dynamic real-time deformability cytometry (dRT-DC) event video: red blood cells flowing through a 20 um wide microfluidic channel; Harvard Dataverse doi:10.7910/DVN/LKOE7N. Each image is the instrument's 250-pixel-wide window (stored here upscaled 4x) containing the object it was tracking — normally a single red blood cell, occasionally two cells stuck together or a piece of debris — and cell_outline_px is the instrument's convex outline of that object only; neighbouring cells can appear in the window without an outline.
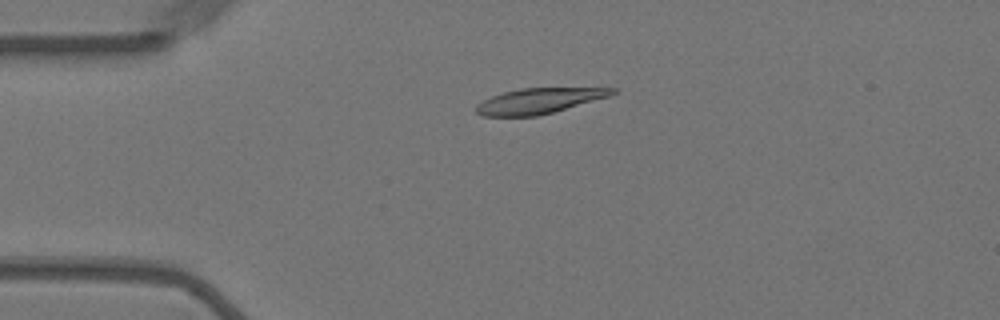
{"species": "Egyptian fruit bat (a non-hibernating species)", "species_latin": "Rousettus aegyptiacus", "temperature_condition": "warm", "stored_images_in_passage": 56, "camera_frame_rate_fps": 3000, "um_per_image_px": 0.085, "animal": {"sex": "female"}, "frame": {"image": 1, "passage_image": 13, "time_ms": 4.0, "image_size_px": [1000, 320], "cell_outline_px": [[616, 92], [608, 96], [552, 112], [536, 116], [484, 116], [476, 112], [476, 104], [492, 96], [504, 92], [520, 88], [616, 88]], "centroid_in_image_um": [45.76, 8.57], "position_along_channel_um": 39.2, "area_um2": 19.71}}
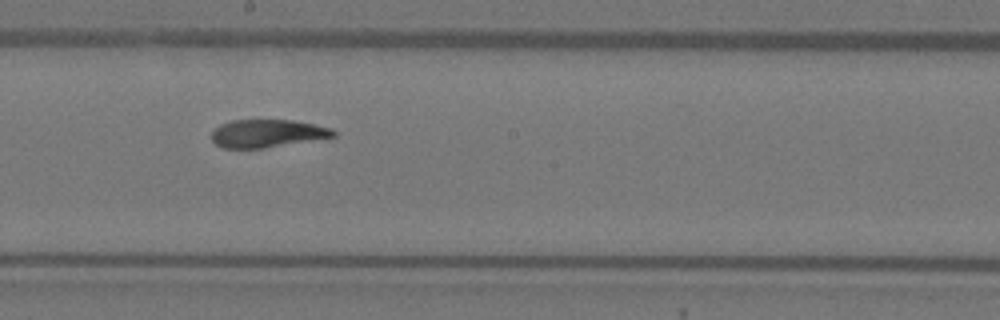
{"frame": {"image": 2, "passage_image": 31, "time_ms": 10.0, "image_size_px": [1000, 320], "cell_outline_px": [[336, 136], [264, 148], [224, 148], [216, 144], [212, 140], [212, 132], [220, 124], [232, 120], [292, 120], [332, 128], [336, 132]], "centroid_in_image_um": [22.7, 11.34], "position_along_channel_um": 225.5, "area_um2": 19.59}}
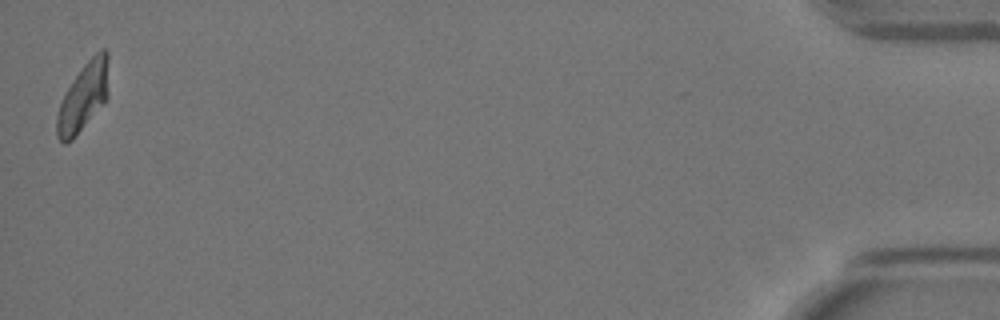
{"frame": {"image": 3, "passage_image": 56, "time_ms": 18.333, "image_size_px": [1000, 320], "cell_outline_px": [[108, 96], [104, 104], [72, 140], [64, 144], [56, 136], [56, 116], [64, 92], [72, 80], [84, 64], [100, 48], [104, 48], [108, 52]], "centroid_in_image_um": [7.09, 8.23], "position_along_channel_um": 428.1, "area_um2": 20.87}, "authors_computed_cell_mechanics": {"area_um2": 21.0392, "velocity_mm_per_s": 3.5674, "shape_relaxation_time_tau1_ms": 6.1871, "shape_relaxation_time_tau2_ms": 1.5627, "deformation_change_tau1": 0.2147, "deformation_change_tau2": 0.0631}}